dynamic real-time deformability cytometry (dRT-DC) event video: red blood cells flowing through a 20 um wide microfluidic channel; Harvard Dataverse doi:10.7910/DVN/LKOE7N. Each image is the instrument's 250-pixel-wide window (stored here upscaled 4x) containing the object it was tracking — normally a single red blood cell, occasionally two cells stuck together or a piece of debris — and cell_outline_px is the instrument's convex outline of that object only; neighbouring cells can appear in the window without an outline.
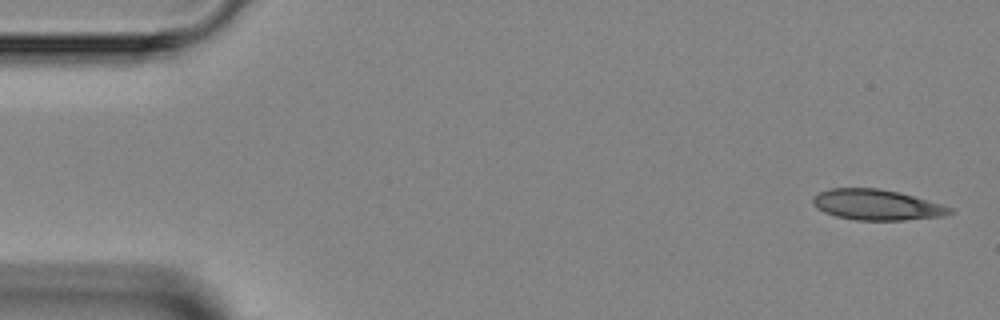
{"species": "Egyptian fruit bat (a non-hibernating species)", "species_latin": "Rousettus aegyptiacus", "temperature_condition": "room temperature", "stored_images_in_passage": 2, "camera_frame_rate_fps": 3000, "um_per_image_px": 0.085, "animal": {"sex": "female"}, "frame": {"image": 1, "passage_image": 2, "time_ms": 1.667, "image_size_px": [1000, 320], "cell_outline_px": [[956, 212], [944, 216], [904, 220], [856, 220], [836, 216], [824, 212], [816, 208], [812, 204], [812, 196], [820, 192], [832, 188], [876, 188], [900, 192], [940, 204], [952, 208]], "centroid_in_image_um": [74.51, 17.41], "position_along_channel_um": 10.5, "area_um2": 24.45}}